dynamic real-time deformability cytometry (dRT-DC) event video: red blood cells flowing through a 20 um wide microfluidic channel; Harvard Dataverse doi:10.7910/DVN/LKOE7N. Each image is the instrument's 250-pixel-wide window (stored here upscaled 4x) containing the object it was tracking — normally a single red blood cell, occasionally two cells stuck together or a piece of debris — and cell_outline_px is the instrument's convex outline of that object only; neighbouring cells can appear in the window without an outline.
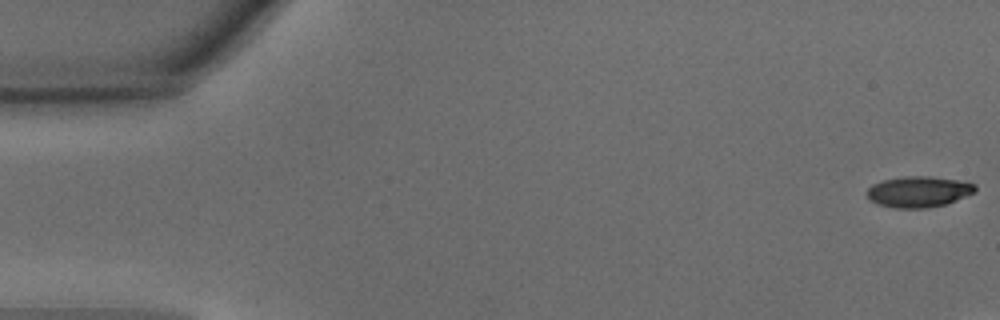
{"species": "common noctule bat (a hibernating species)", "species_latin": "Nyctalus noctula", "temperature_condition": "warm", "stored_images_in_passage": 12, "camera_frame_rate_fps": 3000, "um_per_image_px": 0.085, "animal": {"sex": "male", "body_mass_g": 15.6}, "frame": {"image": 1, "passage_image": 1, "time_ms": 0.0, "image_size_px": [1000, 320], "cell_outline_px": [[976, 192], [956, 200], [944, 204], [928, 208], [896, 208], [880, 204], [868, 200], [864, 192], [872, 184], [884, 180], [904, 176], [928, 176], [956, 180], [976, 184]], "centroid_in_image_um": [78.05, 16.3], "position_along_channel_um": 7.0, "area_um2": 19.54}}